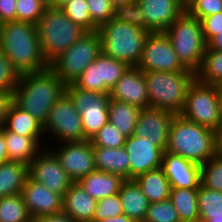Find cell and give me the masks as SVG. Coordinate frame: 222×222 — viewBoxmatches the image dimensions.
<instances>
[{
    "label": "cell",
    "mask_w": 222,
    "mask_h": 222,
    "mask_svg": "<svg viewBox=\"0 0 222 222\" xmlns=\"http://www.w3.org/2000/svg\"><path fill=\"white\" fill-rule=\"evenodd\" d=\"M21 196L32 219L62 212L63 198L29 176L21 190Z\"/></svg>",
    "instance_id": "cell-18"
},
{
    "label": "cell",
    "mask_w": 222,
    "mask_h": 222,
    "mask_svg": "<svg viewBox=\"0 0 222 222\" xmlns=\"http://www.w3.org/2000/svg\"><path fill=\"white\" fill-rule=\"evenodd\" d=\"M161 168L171 188L198 189L201 185V165L180 155L164 151Z\"/></svg>",
    "instance_id": "cell-20"
},
{
    "label": "cell",
    "mask_w": 222,
    "mask_h": 222,
    "mask_svg": "<svg viewBox=\"0 0 222 222\" xmlns=\"http://www.w3.org/2000/svg\"><path fill=\"white\" fill-rule=\"evenodd\" d=\"M196 79L204 84L222 86V51L205 49Z\"/></svg>",
    "instance_id": "cell-32"
},
{
    "label": "cell",
    "mask_w": 222,
    "mask_h": 222,
    "mask_svg": "<svg viewBox=\"0 0 222 222\" xmlns=\"http://www.w3.org/2000/svg\"><path fill=\"white\" fill-rule=\"evenodd\" d=\"M180 115L216 132L221 123L219 86L204 84L195 79L188 88Z\"/></svg>",
    "instance_id": "cell-9"
},
{
    "label": "cell",
    "mask_w": 222,
    "mask_h": 222,
    "mask_svg": "<svg viewBox=\"0 0 222 222\" xmlns=\"http://www.w3.org/2000/svg\"><path fill=\"white\" fill-rule=\"evenodd\" d=\"M201 184L209 189L222 192V154L217 152L201 165Z\"/></svg>",
    "instance_id": "cell-35"
},
{
    "label": "cell",
    "mask_w": 222,
    "mask_h": 222,
    "mask_svg": "<svg viewBox=\"0 0 222 222\" xmlns=\"http://www.w3.org/2000/svg\"><path fill=\"white\" fill-rule=\"evenodd\" d=\"M164 32L181 64L196 73L207 48L201 21L185 10Z\"/></svg>",
    "instance_id": "cell-7"
},
{
    "label": "cell",
    "mask_w": 222,
    "mask_h": 222,
    "mask_svg": "<svg viewBox=\"0 0 222 222\" xmlns=\"http://www.w3.org/2000/svg\"><path fill=\"white\" fill-rule=\"evenodd\" d=\"M100 222H135V221L129 218L126 214H122L116 217H108Z\"/></svg>",
    "instance_id": "cell-51"
},
{
    "label": "cell",
    "mask_w": 222,
    "mask_h": 222,
    "mask_svg": "<svg viewBox=\"0 0 222 222\" xmlns=\"http://www.w3.org/2000/svg\"><path fill=\"white\" fill-rule=\"evenodd\" d=\"M201 23L204 39L208 43L222 31V12L204 17Z\"/></svg>",
    "instance_id": "cell-45"
},
{
    "label": "cell",
    "mask_w": 222,
    "mask_h": 222,
    "mask_svg": "<svg viewBox=\"0 0 222 222\" xmlns=\"http://www.w3.org/2000/svg\"><path fill=\"white\" fill-rule=\"evenodd\" d=\"M165 151L202 165L217 153L216 132L177 114Z\"/></svg>",
    "instance_id": "cell-3"
},
{
    "label": "cell",
    "mask_w": 222,
    "mask_h": 222,
    "mask_svg": "<svg viewBox=\"0 0 222 222\" xmlns=\"http://www.w3.org/2000/svg\"><path fill=\"white\" fill-rule=\"evenodd\" d=\"M13 102V93L0 91V127L3 126L8 109Z\"/></svg>",
    "instance_id": "cell-47"
},
{
    "label": "cell",
    "mask_w": 222,
    "mask_h": 222,
    "mask_svg": "<svg viewBox=\"0 0 222 222\" xmlns=\"http://www.w3.org/2000/svg\"><path fill=\"white\" fill-rule=\"evenodd\" d=\"M124 214L119 194L109 196L97 201L93 220L100 222L108 217Z\"/></svg>",
    "instance_id": "cell-41"
},
{
    "label": "cell",
    "mask_w": 222,
    "mask_h": 222,
    "mask_svg": "<svg viewBox=\"0 0 222 222\" xmlns=\"http://www.w3.org/2000/svg\"><path fill=\"white\" fill-rule=\"evenodd\" d=\"M48 6L42 0H17L16 21L37 24Z\"/></svg>",
    "instance_id": "cell-39"
},
{
    "label": "cell",
    "mask_w": 222,
    "mask_h": 222,
    "mask_svg": "<svg viewBox=\"0 0 222 222\" xmlns=\"http://www.w3.org/2000/svg\"><path fill=\"white\" fill-rule=\"evenodd\" d=\"M66 93L80 113L85 138L90 140L108 122L109 94L82 90L73 83L66 85Z\"/></svg>",
    "instance_id": "cell-11"
},
{
    "label": "cell",
    "mask_w": 222,
    "mask_h": 222,
    "mask_svg": "<svg viewBox=\"0 0 222 222\" xmlns=\"http://www.w3.org/2000/svg\"><path fill=\"white\" fill-rule=\"evenodd\" d=\"M93 151L96 170L120 175L124 180L129 179L130 160L124 146L93 147Z\"/></svg>",
    "instance_id": "cell-26"
},
{
    "label": "cell",
    "mask_w": 222,
    "mask_h": 222,
    "mask_svg": "<svg viewBox=\"0 0 222 222\" xmlns=\"http://www.w3.org/2000/svg\"><path fill=\"white\" fill-rule=\"evenodd\" d=\"M80 222H97L95 220H85V221H80Z\"/></svg>",
    "instance_id": "cell-60"
},
{
    "label": "cell",
    "mask_w": 222,
    "mask_h": 222,
    "mask_svg": "<svg viewBox=\"0 0 222 222\" xmlns=\"http://www.w3.org/2000/svg\"><path fill=\"white\" fill-rule=\"evenodd\" d=\"M197 198L198 189L171 188L169 199L181 222H196L200 218Z\"/></svg>",
    "instance_id": "cell-31"
},
{
    "label": "cell",
    "mask_w": 222,
    "mask_h": 222,
    "mask_svg": "<svg viewBox=\"0 0 222 222\" xmlns=\"http://www.w3.org/2000/svg\"><path fill=\"white\" fill-rule=\"evenodd\" d=\"M8 161H18L29 165L42 149V137H28L6 130L2 126ZM42 140V141H41Z\"/></svg>",
    "instance_id": "cell-23"
},
{
    "label": "cell",
    "mask_w": 222,
    "mask_h": 222,
    "mask_svg": "<svg viewBox=\"0 0 222 222\" xmlns=\"http://www.w3.org/2000/svg\"><path fill=\"white\" fill-rule=\"evenodd\" d=\"M0 47L20 75L39 72L50 65L44 58L35 24L22 21L1 24Z\"/></svg>",
    "instance_id": "cell-1"
},
{
    "label": "cell",
    "mask_w": 222,
    "mask_h": 222,
    "mask_svg": "<svg viewBox=\"0 0 222 222\" xmlns=\"http://www.w3.org/2000/svg\"><path fill=\"white\" fill-rule=\"evenodd\" d=\"M194 0H180L181 5L186 9Z\"/></svg>",
    "instance_id": "cell-56"
},
{
    "label": "cell",
    "mask_w": 222,
    "mask_h": 222,
    "mask_svg": "<svg viewBox=\"0 0 222 222\" xmlns=\"http://www.w3.org/2000/svg\"><path fill=\"white\" fill-rule=\"evenodd\" d=\"M124 147L130 160L129 179L162 167L164 151L148 138H140L133 134L125 139Z\"/></svg>",
    "instance_id": "cell-17"
},
{
    "label": "cell",
    "mask_w": 222,
    "mask_h": 222,
    "mask_svg": "<svg viewBox=\"0 0 222 222\" xmlns=\"http://www.w3.org/2000/svg\"><path fill=\"white\" fill-rule=\"evenodd\" d=\"M196 222H210V221L199 218Z\"/></svg>",
    "instance_id": "cell-58"
},
{
    "label": "cell",
    "mask_w": 222,
    "mask_h": 222,
    "mask_svg": "<svg viewBox=\"0 0 222 222\" xmlns=\"http://www.w3.org/2000/svg\"><path fill=\"white\" fill-rule=\"evenodd\" d=\"M123 181L120 175L95 170L79 179L77 183L98 201L119 193Z\"/></svg>",
    "instance_id": "cell-24"
},
{
    "label": "cell",
    "mask_w": 222,
    "mask_h": 222,
    "mask_svg": "<svg viewBox=\"0 0 222 222\" xmlns=\"http://www.w3.org/2000/svg\"><path fill=\"white\" fill-rule=\"evenodd\" d=\"M61 10L71 21L80 25L87 32L98 30V28L92 23L86 0H72L64 5Z\"/></svg>",
    "instance_id": "cell-36"
},
{
    "label": "cell",
    "mask_w": 222,
    "mask_h": 222,
    "mask_svg": "<svg viewBox=\"0 0 222 222\" xmlns=\"http://www.w3.org/2000/svg\"><path fill=\"white\" fill-rule=\"evenodd\" d=\"M32 222H76V221H74L71 217L61 212L50 216H43L36 219H32Z\"/></svg>",
    "instance_id": "cell-48"
},
{
    "label": "cell",
    "mask_w": 222,
    "mask_h": 222,
    "mask_svg": "<svg viewBox=\"0 0 222 222\" xmlns=\"http://www.w3.org/2000/svg\"><path fill=\"white\" fill-rule=\"evenodd\" d=\"M142 8L145 28L164 32L185 11L180 0H137Z\"/></svg>",
    "instance_id": "cell-21"
},
{
    "label": "cell",
    "mask_w": 222,
    "mask_h": 222,
    "mask_svg": "<svg viewBox=\"0 0 222 222\" xmlns=\"http://www.w3.org/2000/svg\"><path fill=\"white\" fill-rule=\"evenodd\" d=\"M3 127L18 135L43 137V125L30 113L11 103Z\"/></svg>",
    "instance_id": "cell-27"
},
{
    "label": "cell",
    "mask_w": 222,
    "mask_h": 222,
    "mask_svg": "<svg viewBox=\"0 0 222 222\" xmlns=\"http://www.w3.org/2000/svg\"><path fill=\"white\" fill-rule=\"evenodd\" d=\"M143 222H181L170 199L149 203L147 213Z\"/></svg>",
    "instance_id": "cell-37"
},
{
    "label": "cell",
    "mask_w": 222,
    "mask_h": 222,
    "mask_svg": "<svg viewBox=\"0 0 222 222\" xmlns=\"http://www.w3.org/2000/svg\"><path fill=\"white\" fill-rule=\"evenodd\" d=\"M92 23L99 28L115 16L111 0H86Z\"/></svg>",
    "instance_id": "cell-40"
},
{
    "label": "cell",
    "mask_w": 222,
    "mask_h": 222,
    "mask_svg": "<svg viewBox=\"0 0 222 222\" xmlns=\"http://www.w3.org/2000/svg\"><path fill=\"white\" fill-rule=\"evenodd\" d=\"M62 212L74 221L93 220L97 200L92 198L77 182L63 196Z\"/></svg>",
    "instance_id": "cell-22"
},
{
    "label": "cell",
    "mask_w": 222,
    "mask_h": 222,
    "mask_svg": "<svg viewBox=\"0 0 222 222\" xmlns=\"http://www.w3.org/2000/svg\"><path fill=\"white\" fill-rule=\"evenodd\" d=\"M6 161H8V155L6 152L4 132L2 130V127H0V164Z\"/></svg>",
    "instance_id": "cell-50"
},
{
    "label": "cell",
    "mask_w": 222,
    "mask_h": 222,
    "mask_svg": "<svg viewBox=\"0 0 222 222\" xmlns=\"http://www.w3.org/2000/svg\"><path fill=\"white\" fill-rule=\"evenodd\" d=\"M207 48L217 51H222V31L214 36L208 43Z\"/></svg>",
    "instance_id": "cell-49"
},
{
    "label": "cell",
    "mask_w": 222,
    "mask_h": 222,
    "mask_svg": "<svg viewBox=\"0 0 222 222\" xmlns=\"http://www.w3.org/2000/svg\"><path fill=\"white\" fill-rule=\"evenodd\" d=\"M0 222H32L21 194L0 197Z\"/></svg>",
    "instance_id": "cell-33"
},
{
    "label": "cell",
    "mask_w": 222,
    "mask_h": 222,
    "mask_svg": "<svg viewBox=\"0 0 222 222\" xmlns=\"http://www.w3.org/2000/svg\"><path fill=\"white\" fill-rule=\"evenodd\" d=\"M44 133L50 132L59 145L66 142L87 140L82 128L81 116L73 100L65 92L51 108L43 125Z\"/></svg>",
    "instance_id": "cell-10"
},
{
    "label": "cell",
    "mask_w": 222,
    "mask_h": 222,
    "mask_svg": "<svg viewBox=\"0 0 222 222\" xmlns=\"http://www.w3.org/2000/svg\"><path fill=\"white\" fill-rule=\"evenodd\" d=\"M72 0H50L49 7L61 9L64 5Z\"/></svg>",
    "instance_id": "cell-53"
},
{
    "label": "cell",
    "mask_w": 222,
    "mask_h": 222,
    "mask_svg": "<svg viewBox=\"0 0 222 222\" xmlns=\"http://www.w3.org/2000/svg\"><path fill=\"white\" fill-rule=\"evenodd\" d=\"M210 222H222V216L220 217H215L209 220Z\"/></svg>",
    "instance_id": "cell-57"
},
{
    "label": "cell",
    "mask_w": 222,
    "mask_h": 222,
    "mask_svg": "<svg viewBox=\"0 0 222 222\" xmlns=\"http://www.w3.org/2000/svg\"><path fill=\"white\" fill-rule=\"evenodd\" d=\"M219 111H220V119L222 122V86H219Z\"/></svg>",
    "instance_id": "cell-55"
},
{
    "label": "cell",
    "mask_w": 222,
    "mask_h": 222,
    "mask_svg": "<svg viewBox=\"0 0 222 222\" xmlns=\"http://www.w3.org/2000/svg\"><path fill=\"white\" fill-rule=\"evenodd\" d=\"M198 207L200 218L209 221L222 216V192L204 187L198 188Z\"/></svg>",
    "instance_id": "cell-34"
},
{
    "label": "cell",
    "mask_w": 222,
    "mask_h": 222,
    "mask_svg": "<svg viewBox=\"0 0 222 222\" xmlns=\"http://www.w3.org/2000/svg\"><path fill=\"white\" fill-rule=\"evenodd\" d=\"M119 198L124 214L135 222H143L149 202L134 179H126L119 190Z\"/></svg>",
    "instance_id": "cell-25"
},
{
    "label": "cell",
    "mask_w": 222,
    "mask_h": 222,
    "mask_svg": "<svg viewBox=\"0 0 222 222\" xmlns=\"http://www.w3.org/2000/svg\"><path fill=\"white\" fill-rule=\"evenodd\" d=\"M47 6L50 4V0H42Z\"/></svg>",
    "instance_id": "cell-59"
},
{
    "label": "cell",
    "mask_w": 222,
    "mask_h": 222,
    "mask_svg": "<svg viewBox=\"0 0 222 222\" xmlns=\"http://www.w3.org/2000/svg\"><path fill=\"white\" fill-rule=\"evenodd\" d=\"M28 165L18 161L0 164V197L21 194L28 177Z\"/></svg>",
    "instance_id": "cell-29"
},
{
    "label": "cell",
    "mask_w": 222,
    "mask_h": 222,
    "mask_svg": "<svg viewBox=\"0 0 222 222\" xmlns=\"http://www.w3.org/2000/svg\"><path fill=\"white\" fill-rule=\"evenodd\" d=\"M19 76L20 74L15 70L0 47V91L13 93L19 82Z\"/></svg>",
    "instance_id": "cell-42"
},
{
    "label": "cell",
    "mask_w": 222,
    "mask_h": 222,
    "mask_svg": "<svg viewBox=\"0 0 222 222\" xmlns=\"http://www.w3.org/2000/svg\"><path fill=\"white\" fill-rule=\"evenodd\" d=\"M141 109L126 102L109 98L108 121L127 138L134 134Z\"/></svg>",
    "instance_id": "cell-30"
},
{
    "label": "cell",
    "mask_w": 222,
    "mask_h": 222,
    "mask_svg": "<svg viewBox=\"0 0 222 222\" xmlns=\"http://www.w3.org/2000/svg\"><path fill=\"white\" fill-rule=\"evenodd\" d=\"M101 37V51L129 67H137L145 40L150 33L115 17L97 30Z\"/></svg>",
    "instance_id": "cell-4"
},
{
    "label": "cell",
    "mask_w": 222,
    "mask_h": 222,
    "mask_svg": "<svg viewBox=\"0 0 222 222\" xmlns=\"http://www.w3.org/2000/svg\"><path fill=\"white\" fill-rule=\"evenodd\" d=\"M137 0H111L112 2V5L116 8L118 6H121V5H127V4H130V3H133Z\"/></svg>",
    "instance_id": "cell-54"
},
{
    "label": "cell",
    "mask_w": 222,
    "mask_h": 222,
    "mask_svg": "<svg viewBox=\"0 0 222 222\" xmlns=\"http://www.w3.org/2000/svg\"><path fill=\"white\" fill-rule=\"evenodd\" d=\"M175 115L164 109L146 107L140 111L134 135L140 138H148L154 145L165 151Z\"/></svg>",
    "instance_id": "cell-16"
},
{
    "label": "cell",
    "mask_w": 222,
    "mask_h": 222,
    "mask_svg": "<svg viewBox=\"0 0 222 222\" xmlns=\"http://www.w3.org/2000/svg\"><path fill=\"white\" fill-rule=\"evenodd\" d=\"M28 175L62 198L74 183L50 148L46 150L43 148L28 165Z\"/></svg>",
    "instance_id": "cell-14"
},
{
    "label": "cell",
    "mask_w": 222,
    "mask_h": 222,
    "mask_svg": "<svg viewBox=\"0 0 222 222\" xmlns=\"http://www.w3.org/2000/svg\"><path fill=\"white\" fill-rule=\"evenodd\" d=\"M101 52L98 31L86 32L72 46L53 60L49 67L66 84H72Z\"/></svg>",
    "instance_id": "cell-8"
},
{
    "label": "cell",
    "mask_w": 222,
    "mask_h": 222,
    "mask_svg": "<svg viewBox=\"0 0 222 222\" xmlns=\"http://www.w3.org/2000/svg\"><path fill=\"white\" fill-rule=\"evenodd\" d=\"M54 149L50 150L59 159L61 166L74 182L96 170L90 140L66 142L62 143L57 150Z\"/></svg>",
    "instance_id": "cell-15"
},
{
    "label": "cell",
    "mask_w": 222,
    "mask_h": 222,
    "mask_svg": "<svg viewBox=\"0 0 222 222\" xmlns=\"http://www.w3.org/2000/svg\"><path fill=\"white\" fill-rule=\"evenodd\" d=\"M149 203L170 198L171 186L162 168L147 171L135 179Z\"/></svg>",
    "instance_id": "cell-28"
},
{
    "label": "cell",
    "mask_w": 222,
    "mask_h": 222,
    "mask_svg": "<svg viewBox=\"0 0 222 222\" xmlns=\"http://www.w3.org/2000/svg\"><path fill=\"white\" fill-rule=\"evenodd\" d=\"M126 137L109 121L90 139L93 147L120 148Z\"/></svg>",
    "instance_id": "cell-38"
},
{
    "label": "cell",
    "mask_w": 222,
    "mask_h": 222,
    "mask_svg": "<svg viewBox=\"0 0 222 222\" xmlns=\"http://www.w3.org/2000/svg\"><path fill=\"white\" fill-rule=\"evenodd\" d=\"M16 2L17 0H0V25L16 21Z\"/></svg>",
    "instance_id": "cell-46"
},
{
    "label": "cell",
    "mask_w": 222,
    "mask_h": 222,
    "mask_svg": "<svg viewBox=\"0 0 222 222\" xmlns=\"http://www.w3.org/2000/svg\"><path fill=\"white\" fill-rule=\"evenodd\" d=\"M36 27L44 58L49 64L87 32L71 21L61 9L49 6Z\"/></svg>",
    "instance_id": "cell-6"
},
{
    "label": "cell",
    "mask_w": 222,
    "mask_h": 222,
    "mask_svg": "<svg viewBox=\"0 0 222 222\" xmlns=\"http://www.w3.org/2000/svg\"><path fill=\"white\" fill-rule=\"evenodd\" d=\"M185 10L201 21L208 15L222 12V0H194Z\"/></svg>",
    "instance_id": "cell-44"
},
{
    "label": "cell",
    "mask_w": 222,
    "mask_h": 222,
    "mask_svg": "<svg viewBox=\"0 0 222 222\" xmlns=\"http://www.w3.org/2000/svg\"><path fill=\"white\" fill-rule=\"evenodd\" d=\"M109 98L126 102L141 110L149 107L144 72L138 67H128L110 90Z\"/></svg>",
    "instance_id": "cell-19"
},
{
    "label": "cell",
    "mask_w": 222,
    "mask_h": 222,
    "mask_svg": "<svg viewBox=\"0 0 222 222\" xmlns=\"http://www.w3.org/2000/svg\"><path fill=\"white\" fill-rule=\"evenodd\" d=\"M137 67L143 71L179 72L186 69L165 32H150L145 40L141 59Z\"/></svg>",
    "instance_id": "cell-13"
},
{
    "label": "cell",
    "mask_w": 222,
    "mask_h": 222,
    "mask_svg": "<svg viewBox=\"0 0 222 222\" xmlns=\"http://www.w3.org/2000/svg\"><path fill=\"white\" fill-rule=\"evenodd\" d=\"M66 92V84L50 68L19 76L13 102L45 124L53 105Z\"/></svg>",
    "instance_id": "cell-2"
},
{
    "label": "cell",
    "mask_w": 222,
    "mask_h": 222,
    "mask_svg": "<svg viewBox=\"0 0 222 222\" xmlns=\"http://www.w3.org/2000/svg\"><path fill=\"white\" fill-rule=\"evenodd\" d=\"M128 67L125 62L116 60L101 51L73 84L82 90L109 94Z\"/></svg>",
    "instance_id": "cell-12"
},
{
    "label": "cell",
    "mask_w": 222,
    "mask_h": 222,
    "mask_svg": "<svg viewBox=\"0 0 222 222\" xmlns=\"http://www.w3.org/2000/svg\"><path fill=\"white\" fill-rule=\"evenodd\" d=\"M114 17L118 20L139 27L140 29L147 30L145 28L142 8L137 1L116 7Z\"/></svg>",
    "instance_id": "cell-43"
},
{
    "label": "cell",
    "mask_w": 222,
    "mask_h": 222,
    "mask_svg": "<svg viewBox=\"0 0 222 222\" xmlns=\"http://www.w3.org/2000/svg\"><path fill=\"white\" fill-rule=\"evenodd\" d=\"M149 106L164 109L174 114H180L189 86L196 79L192 71L144 72Z\"/></svg>",
    "instance_id": "cell-5"
},
{
    "label": "cell",
    "mask_w": 222,
    "mask_h": 222,
    "mask_svg": "<svg viewBox=\"0 0 222 222\" xmlns=\"http://www.w3.org/2000/svg\"><path fill=\"white\" fill-rule=\"evenodd\" d=\"M216 148L217 152L222 154V122L216 131Z\"/></svg>",
    "instance_id": "cell-52"
}]
</instances>
